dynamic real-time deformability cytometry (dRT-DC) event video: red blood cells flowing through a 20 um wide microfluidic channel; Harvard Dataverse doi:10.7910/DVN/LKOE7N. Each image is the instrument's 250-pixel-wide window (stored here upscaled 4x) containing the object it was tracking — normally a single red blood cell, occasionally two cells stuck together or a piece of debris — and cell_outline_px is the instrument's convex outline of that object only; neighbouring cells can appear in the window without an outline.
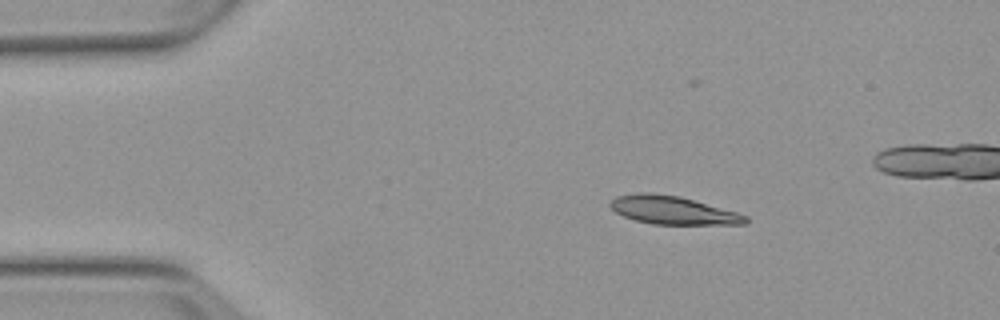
{"species": "Egyptian fruit bat (a non-hibernating species)", "species_latin": "Rousettus aegyptiacus", "temperature_condition": "warm", "stored_images_in_passage": 11, "camera_frame_rate_fps": 3000, "um_per_image_px": 0.085, "animal": {"sex": "female"}, "frame": {"image": 1, "passage_image": 3, "time_ms": 2.333, "image_size_px": [1000, 320], "cell_outline_px": [[748, 220], [744, 224], [652, 224], [636, 220], [624, 216], [616, 212], [608, 204], [616, 196], [636, 192], [652, 192], [680, 196], [736, 212], [748, 216]], "centroid_in_image_um": [57.16, 17.85], "position_along_channel_um": 27.8, "area_um2": 22.14}}
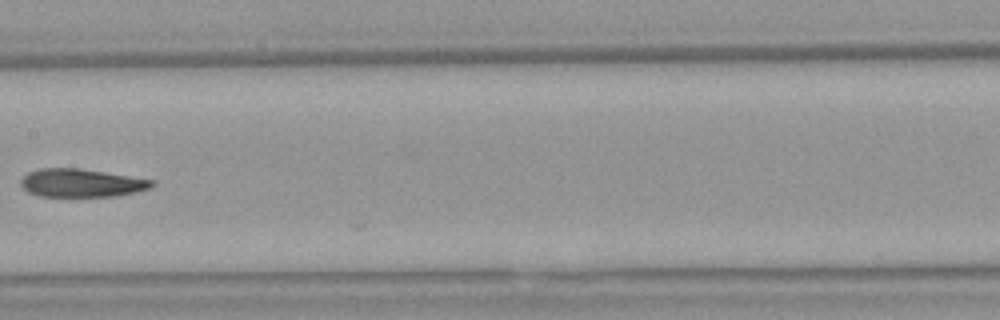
{"frame": {"image": 2, "passage_image": 8, "time_ms": 8.333, "image_size_px": [1000, 320], "cell_outline_px": [[156, 184], [152, 188], [136, 192], [116, 196], [40, 196], [28, 192], [20, 184], [20, 180], [28, 172], [40, 168], [80, 168], [152, 180]], "centroid_in_image_um": [6.91, 15.55], "position_along_channel_um": 200.5, "area_um2": 21.44}}
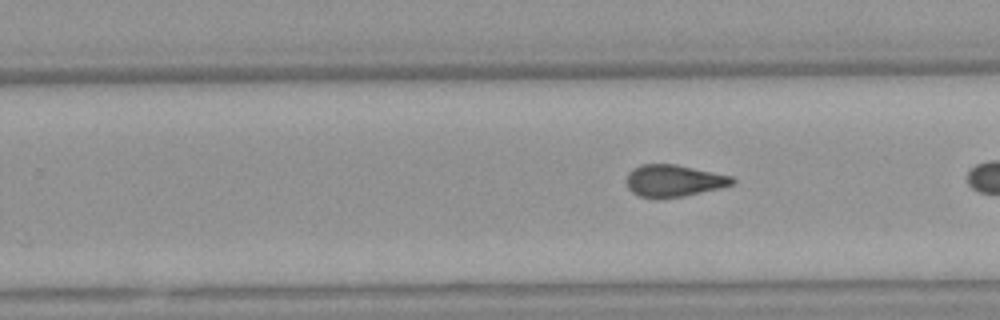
{"frame": {"image": 3, "passage_image": 11, "time_ms": 13.0, "image_size_px": [1000, 320], "cell_outline_px": [[736, 184], [720, 188], [684, 196], [640, 196], [632, 192], [628, 188], [624, 180], [628, 172], [632, 168], [640, 164], [676, 164], [732, 176], [736, 180]], "centroid_in_image_um": [57.27, 15.33], "position_along_channel_um": 272.5, "area_um2": 19.59}}